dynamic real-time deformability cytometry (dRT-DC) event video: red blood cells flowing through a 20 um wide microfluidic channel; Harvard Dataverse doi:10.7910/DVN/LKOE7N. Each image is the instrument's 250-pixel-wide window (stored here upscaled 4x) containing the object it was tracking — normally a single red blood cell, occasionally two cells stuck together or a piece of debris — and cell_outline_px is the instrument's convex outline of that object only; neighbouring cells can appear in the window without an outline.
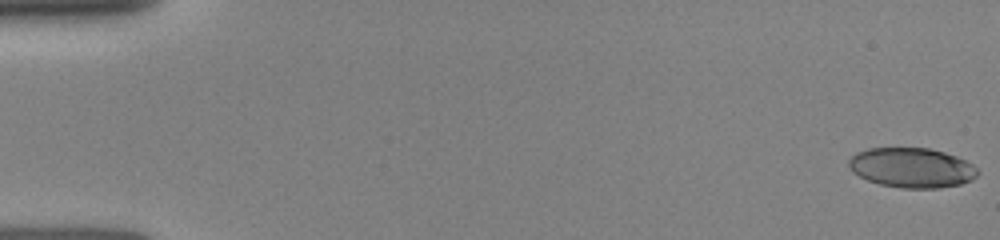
{"species": "human", "species_latin": "Homo sapiens", "temperature_condition": "room temperature", "stored_images_in_passage": 8, "camera_frame_rate_fps": 3000, "um_per_image_px": 0.085, "donor": {"sex": "female"}, "frame": {"image": 1, "passage_image": 1, "time_ms": 0.0, "image_size_px": [1000, 240], "cell_outline_px": [[980, 172], [972, 180], [960, 184], [940, 188], [900, 188], [880, 184], [868, 180], [852, 172], [848, 168], [848, 160], [856, 152], [868, 148], [928, 148], [944, 152], [956, 156], [972, 164]], "centroid_in_image_um": [77.48, 14.26], "position_along_channel_um": 7.5, "area_um2": 30.0}}
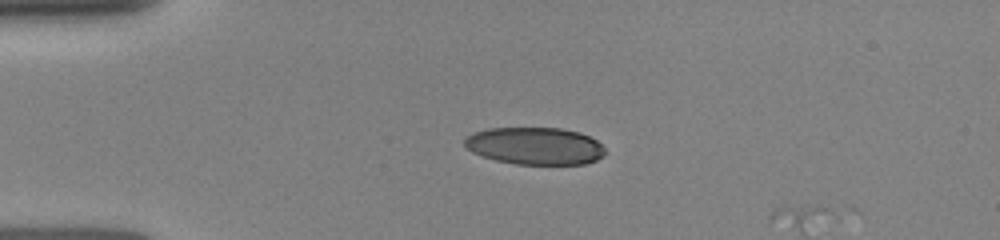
{"frame": {"image": 2, "passage_image": 6, "time_ms": 3.667, "image_size_px": [1000, 240], "cell_outline_px": [[604, 156], [596, 160], [584, 164], [516, 164], [496, 160], [472, 152], [464, 144], [464, 140], [472, 132], [488, 128], [560, 128], [580, 132], [596, 140], [604, 148]], "centroid_in_image_um": [45.47, 12.4], "position_along_channel_um": 39.5, "area_um2": 30.46}}